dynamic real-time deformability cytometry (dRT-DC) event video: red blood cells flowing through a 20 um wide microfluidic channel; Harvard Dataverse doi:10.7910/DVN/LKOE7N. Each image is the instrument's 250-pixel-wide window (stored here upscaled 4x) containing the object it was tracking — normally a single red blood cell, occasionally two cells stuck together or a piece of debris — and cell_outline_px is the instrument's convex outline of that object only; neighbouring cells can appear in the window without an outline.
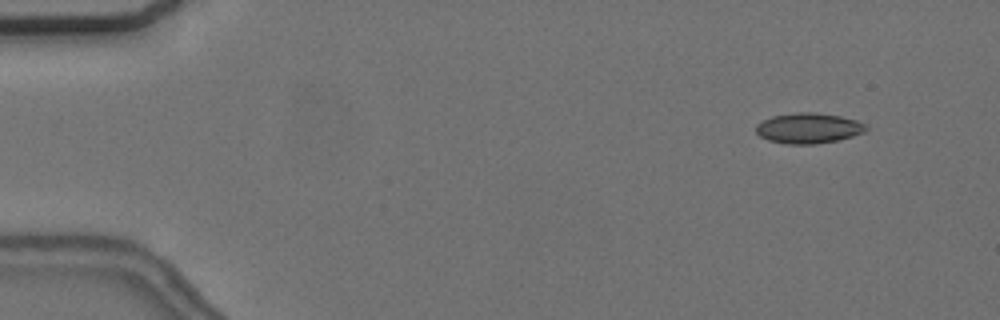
{"species": "common noctule bat (a hibernating species)", "species_latin": "Nyctalus noctula", "temperature_condition": "cold", "stored_images_in_passage": 6, "camera_frame_rate_fps": 3000, "um_per_image_px": 0.085, "animal": {"sex": "female", "body_mass_g": 24.6, "forearm_length_mm": 56.2}, "frame": {"image": 1, "passage_image": 2, "time_ms": 1.333, "image_size_px": [1000, 320], "cell_outline_px": [[868, 128], [864, 132], [840, 140], [816, 144], [784, 144], [768, 140], [760, 136], [756, 132], [756, 124], [772, 116], [796, 112], [816, 112], [840, 116], [856, 120], [864, 124]], "centroid_in_image_um": [68.71, 10.9], "position_along_channel_um": 16.3, "area_um2": 19.59}}